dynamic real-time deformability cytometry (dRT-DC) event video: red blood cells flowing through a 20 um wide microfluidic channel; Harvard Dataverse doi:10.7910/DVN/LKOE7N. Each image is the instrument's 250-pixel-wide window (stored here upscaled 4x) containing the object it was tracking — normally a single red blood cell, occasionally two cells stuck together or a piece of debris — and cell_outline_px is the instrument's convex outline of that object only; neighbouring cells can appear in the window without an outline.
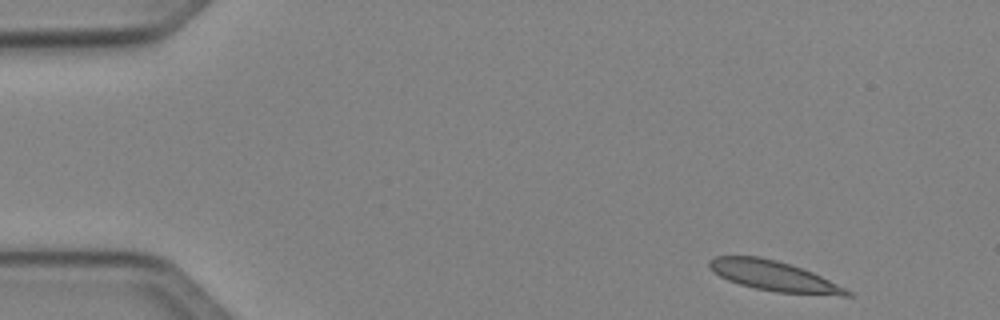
{"species": "Egyptian fruit bat (a non-hibernating species)", "species_latin": "Rousettus aegyptiacus", "temperature_condition": "cold", "stored_images_in_passage": 4, "camera_frame_rate_fps": 3000, "um_per_image_px": 0.085, "animal": {"sex": "female"}, "frame": {"image": 1, "passage_image": 1, "time_ms": 0.0, "image_size_px": [1000, 320], "cell_outline_px": [[852, 296], [840, 296], [776, 292], [756, 288], [740, 284], [728, 280], [712, 272], [708, 264], [708, 260], [716, 256], [760, 256], [776, 260], [812, 272], [852, 292]], "centroid_in_image_um": [65.74, 23.46], "position_along_channel_um": 19.3, "area_um2": 23.87}}
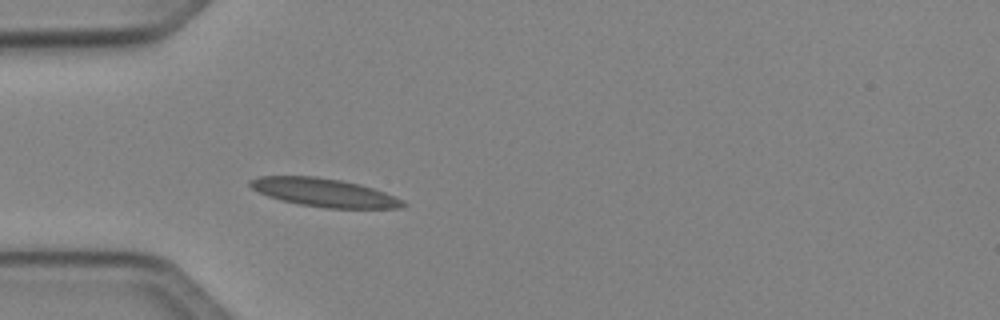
{"frame": {"image": 2, "passage_image": 4, "time_ms": 3.333, "image_size_px": [1000, 320], "cell_outline_px": [[408, 204], [400, 208], [324, 208], [300, 204], [280, 200], [268, 196], [252, 188], [248, 184], [248, 180], [260, 176], [316, 176], [340, 180], [360, 184], [384, 192], [404, 200]], "centroid_in_image_um": [27.55, 16.36], "position_along_channel_um": 57.5, "area_um2": 25.2}}